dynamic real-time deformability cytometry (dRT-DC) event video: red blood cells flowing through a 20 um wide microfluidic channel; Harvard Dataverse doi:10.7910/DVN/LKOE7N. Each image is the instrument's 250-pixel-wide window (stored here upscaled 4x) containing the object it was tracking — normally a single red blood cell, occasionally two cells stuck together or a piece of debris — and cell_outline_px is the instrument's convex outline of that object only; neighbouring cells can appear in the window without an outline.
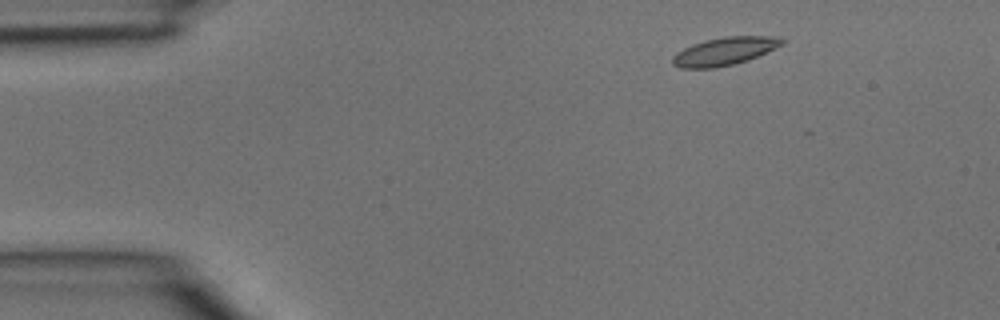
{"species": "common noctule bat (a hibernating species)", "species_latin": "Nyctalus noctula", "temperature_condition": "room temperature", "stored_images_in_passage": 3, "camera_frame_rate_fps": 3000, "um_per_image_px": 0.085, "animal": {"sex": "male", "body_mass_g": 15.6}, "frame": {"image": 1, "passage_image": 1, "time_ms": 0.0, "image_size_px": [1000, 320], "cell_outline_px": [[784, 44], [776, 48], [748, 60], [736, 64], [716, 68], [680, 68], [672, 64], [672, 56], [676, 52], [692, 44], [704, 40], [724, 36], [780, 36], [784, 40]], "centroid_in_image_um": [61.59, 4.35], "position_along_channel_um": 23.4, "area_um2": 18.09}}